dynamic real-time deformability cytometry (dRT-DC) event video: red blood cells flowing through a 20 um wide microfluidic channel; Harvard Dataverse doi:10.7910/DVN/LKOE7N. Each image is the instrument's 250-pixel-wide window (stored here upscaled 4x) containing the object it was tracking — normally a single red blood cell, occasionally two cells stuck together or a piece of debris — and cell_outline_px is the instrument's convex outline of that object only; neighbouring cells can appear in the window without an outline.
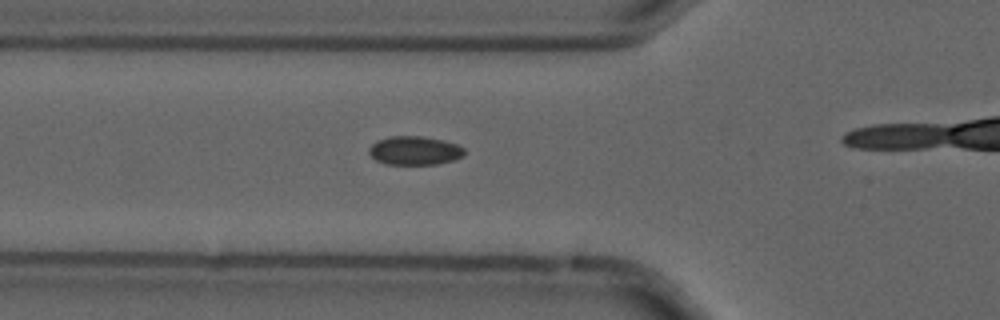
{"species": "common noctule bat (a hibernating species)", "species_latin": "Nyctalus noctula", "temperature_condition": "cold", "stored_images_in_passage": 18, "camera_frame_rate_fps": 3000, "um_per_image_px": 0.085, "animal": {"sex": "male", "forearm_length_mm": 52.5}, "frame": {"image": 1, "passage_image": 13, "time_ms": 4.0, "image_size_px": [1000, 320], "cell_outline_px": [[464, 152], [460, 156], [452, 160], [436, 164], [384, 164], [376, 160], [368, 152], [368, 148], [376, 140], [388, 136], [424, 136], [444, 140], [456, 144], [464, 148]], "centroid_in_image_um": [35.19, 12.78], "position_along_channel_um": 90.6, "area_um2": 15.95}}
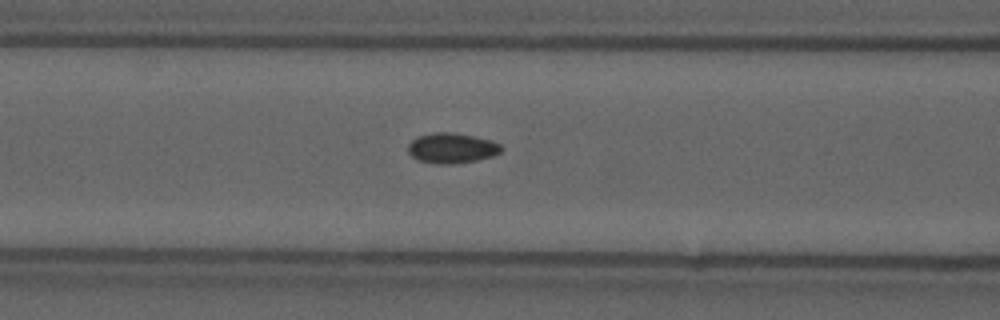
{"frame": {"image": 2, "passage_image": 16, "time_ms": 5.0, "image_size_px": [1000, 320], "cell_outline_px": [[504, 148], [500, 152], [492, 156], [476, 160], [452, 164], [436, 164], [420, 160], [412, 156], [408, 152], [408, 144], [412, 140], [420, 136], [436, 132], [452, 132], [492, 140], [500, 144]], "centroid_in_image_um": [38.42, 12.59], "position_along_channel_um": 128.2, "area_um2": 16.3}}